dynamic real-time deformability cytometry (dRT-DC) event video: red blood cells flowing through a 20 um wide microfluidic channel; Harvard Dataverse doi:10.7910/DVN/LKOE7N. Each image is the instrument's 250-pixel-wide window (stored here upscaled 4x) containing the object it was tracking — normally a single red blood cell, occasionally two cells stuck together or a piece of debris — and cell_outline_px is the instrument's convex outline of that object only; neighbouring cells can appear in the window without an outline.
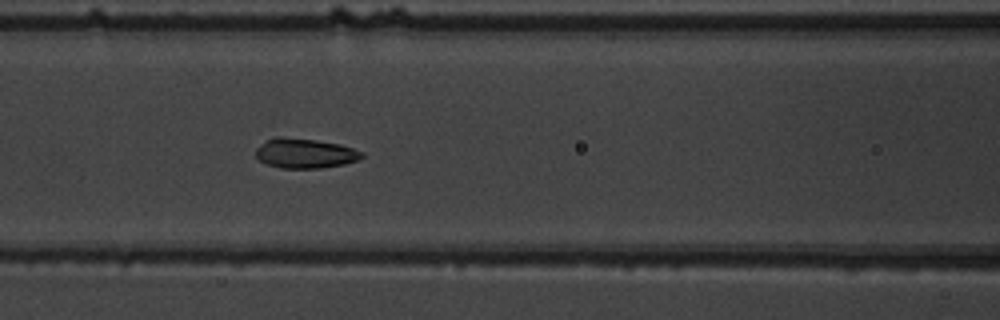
{"species": "common noctule bat (a hibernating species)", "species_latin": "Nyctalus noctula", "temperature_condition": "warm", "stored_images_in_passage": 7, "camera_frame_rate_fps": 3000, "um_per_image_px": 0.085, "animal": {"sex": "male", "body_mass_g": 19.5, "forearm_length_mm": 54.6}, "frame": {"image": 1, "passage_image": 7, "time_ms": 7.667, "image_size_px": [1000, 320], "cell_outline_px": [[364, 156], [356, 160], [344, 164], [320, 168], [280, 168], [268, 164], [260, 160], [256, 156], [256, 148], [268, 140], [276, 136], [280, 136], [316, 140], [340, 144], [364, 152]], "centroid_in_image_um": [25.93, 13.03], "position_along_channel_um": 140.7, "area_um2": 18.26}}